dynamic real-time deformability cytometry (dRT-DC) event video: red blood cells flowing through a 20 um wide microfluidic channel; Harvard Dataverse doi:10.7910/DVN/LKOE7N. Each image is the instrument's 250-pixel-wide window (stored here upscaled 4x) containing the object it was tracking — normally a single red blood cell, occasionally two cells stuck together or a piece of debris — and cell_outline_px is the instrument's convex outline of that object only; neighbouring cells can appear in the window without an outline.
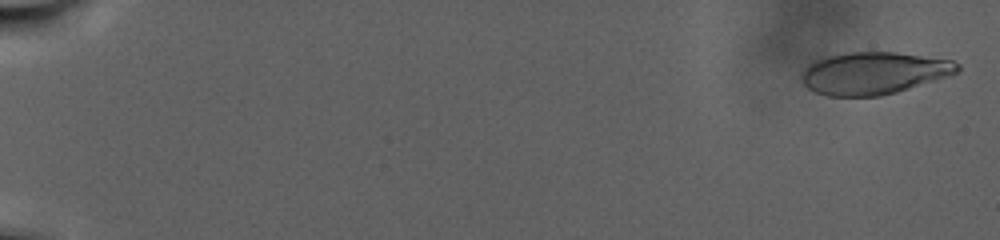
{"species": "human", "species_latin": "Homo sapiens", "temperature_condition": "warm", "stored_images_in_passage": 99, "camera_frame_rate_fps": 3000, "um_per_image_px": 0.085, "donor": {"sex": "male"}, "frame": {"image": 1, "passage_image": 3, "time_ms": 0.667, "image_size_px": [1000, 240], "cell_outline_px": [[960, 72], [896, 92], [880, 96], [828, 96], [816, 92], [808, 88], [804, 84], [804, 68], [808, 64], [824, 56], [848, 52], [896, 52], [952, 60], [960, 64]], "centroid_in_image_um": [74.29, 6.2], "position_along_channel_um": 10.7, "area_um2": 38.21}}
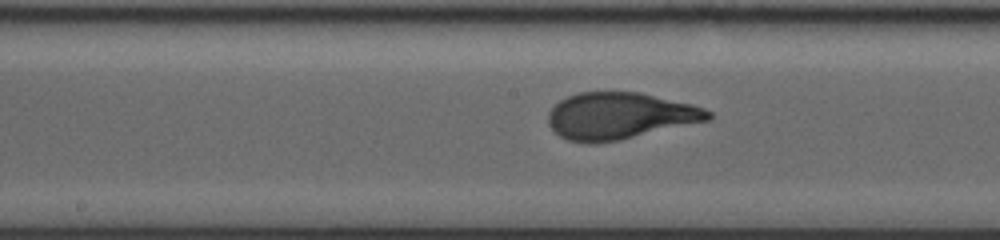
{"frame": {"image": 2, "passage_image": 56, "time_ms": 18.333, "image_size_px": [1000, 240], "cell_outline_px": [[712, 116], [708, 120], [620, 140], [592, 144], [588, 144], [568, 140], [560, 136], [548, 124], [548, 112], [560, 100], [568, 96], [580, 92], [640, 92], [692, 104], [704, 108], [712, 112]], "centroid_in_image_um": [52.66, 9.85], "position_along_channel_um": 195.5, "area_um2": 43.47}}
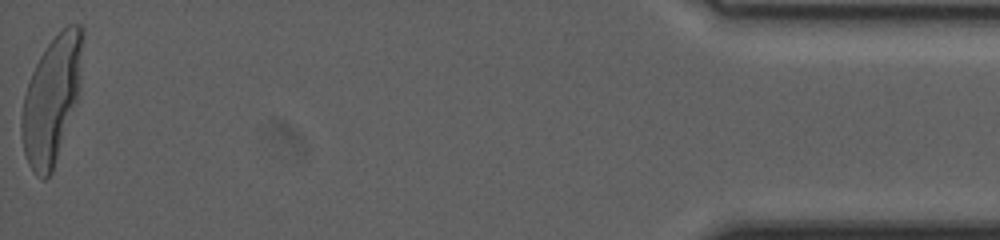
{"frame": {"image": 3, "passage_image": 99, "time_ms": 32.667, "image_size_px": [1000, 240], "cell_outline_px": [[84, 32], [80, 84], [76, 100], [52, 172], [44, 180], [40, 180], [36, 176], [28, 164], [24, 152], [20, 132], [20, 124], [24, 96], [32, 72], [40, 56], [48, 44], [68, 24], [80, 24], [84, 28]], "centroid_in_image_um": [4.38, 8.45], "position_along_channel_um": 430.8, "area_um2": 44.56}, "authors_computed_cell_mechanics": {"area_um2": 42.194, "velocity_mm_per_s": 2.1993, "shape_relaxation_time_tau1_ms": 7.2612, "shape_relaxation_time_tau2_ms": null, "deformation_change_tau1": 0.2548, "deformation_change_tau2": null}}